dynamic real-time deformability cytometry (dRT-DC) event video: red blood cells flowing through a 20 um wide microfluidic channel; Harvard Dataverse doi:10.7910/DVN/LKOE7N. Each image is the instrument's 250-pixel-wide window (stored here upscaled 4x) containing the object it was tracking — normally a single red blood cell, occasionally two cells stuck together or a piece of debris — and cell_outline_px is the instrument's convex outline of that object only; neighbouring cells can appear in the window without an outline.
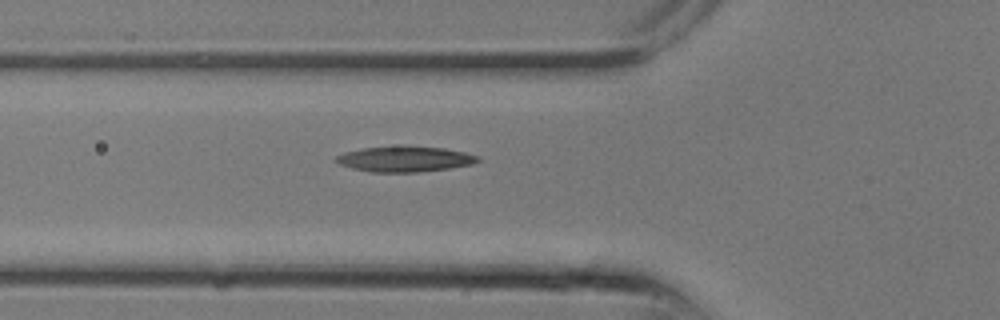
{"species": "common noctule bat (a hibernating species)", "species_latin": "Nyctalus noctula", "temperature_condition": "room temperature", "stored_images_in_passage": 2, "camera_frame_rate_fps": 3000, "um_per_image_px": 0.085, "animal": {"sex": "male", "body_mass_g": 13.3}, "frame": {"image": 1, "passage_image": 2, "time_ms": 0.333, "image_size_px": [1000, 320], "cell_outline_px": [[480, 160], [472, 164], [448, 168], [420, 172], [372, 172], [352, 168], [340, 164], [332, 160], [336, 156], [344, 152], [360, 148], [404, 144], [444, 148], [464, 152], [480, 156]], "centroid_in_image_um": [34.38, 13.49], "position_along_channel_um": 91.4, "area_um2": 21.62}}